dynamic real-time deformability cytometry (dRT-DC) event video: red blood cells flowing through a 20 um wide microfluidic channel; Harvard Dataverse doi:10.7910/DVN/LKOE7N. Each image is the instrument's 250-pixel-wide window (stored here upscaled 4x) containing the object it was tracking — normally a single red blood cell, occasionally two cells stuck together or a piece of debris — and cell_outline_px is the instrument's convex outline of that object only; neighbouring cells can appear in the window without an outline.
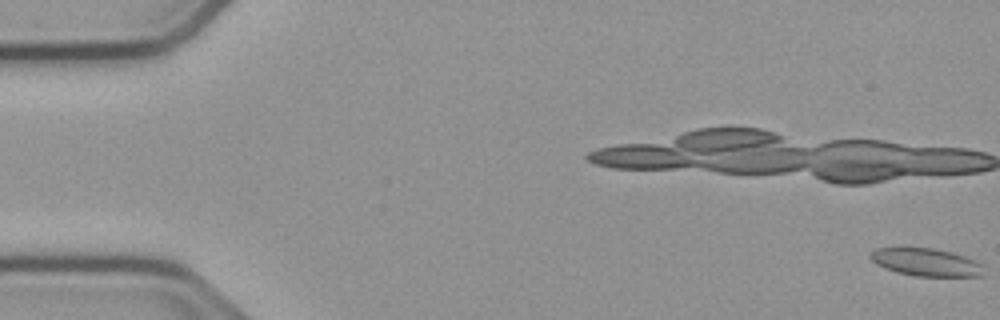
{"species": "common noctule bat (a hibernating species)", "species_latin": "Nyctalus noctula", "temperature_condition": "cold", "stored_images_in_passage": 10, "camera_frame_rate_fps": 3000, "um_per_image_px": 0.085, "animal": {"sex": "male", "body_mass_g": 23.1, "forearm_length_mm": 52.7}, "frame": {"image": 1, "passage_image": 1, "time_ms": 0.0, "image_size_px": [1000, 320], "cell_outline_px": [[984, 276], [916, 276], [896, 272], [884, 268], [876, 264], [868, 256], [876, 248], [932, 248], [952, 252], [964, 256], [980, 264]], "centroid_in_image_um": [78.67, 22.29], "position_along_channel_um": 6.3, "area_um2": 18.09}}